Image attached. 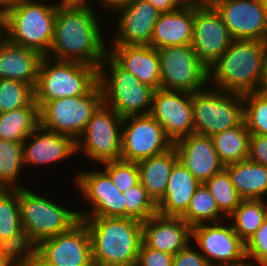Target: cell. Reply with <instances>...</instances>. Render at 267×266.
Instances as JSON below:
<instances>
[{
  "mask_svg": "<svg viewBox=\"0 0 267 266\" xmlns=\"http://www.w3.org/2000/svg\"><path fill=\"white\" fill-rule=\"evenodd\" d=\"M91 238L94 266H136L142 222L133 218L79 217Z\"/></svg>",
  "mask_w": 267,
  "mask_h": 266,
  "instance_id": "obj_3",
  "label": "cell"
},
{
  "mask_svg": "<svg viewBox=\"0 0 267 266\" xmlns=\"http://www.w3.org/2000/svg\"><path fill=\"white\" fill-rule=\"evenodd\" d=\"M211 138L224 166L248 159L250 132L244 121L235 128L214 134Z\"/></svg>",
  "mask_w": 267,
  "mask_h": 266,
  "instance_id": "obj_31",
  "label": "cell"
},
{
  "mask_svg": "<svg viewBox=\"0 0 267 266\" xmlns=\"http://www.w3.org/2000/svg\"><path fill=\"white\" fill-rule=\"evenodd\" d=\"M173 255L141 244L136 266H172Z\"/></svg>",
  "mask_w": 267,
  "mask_h": 266,
  "instance_id": "obj_41",
  "label": "cell"
},
{
  "mask_svg": "<svg viewBox=\"0 0 267 266\" xmlns=\"http://www.w3.org/2000/svg\"><path fill=\"white\" fill-rule=\"evenodd\" d=\"M75 179L83 199L92 207L88 212L78 211L79 217L125 218L124 195L103 169L80 171Z\"/></svg>",
  "mask_w": 267,
  "mask_h": 266,
  "instance_id": "obj_16",
  "label": "cell"
},
{
  "mask_svg": "<svg viewBox=\"0 0 267 266\" xmlns=\"http://www.w3.org/2000/svg\"><path fill=\"white\" fill-rule=\"evenodd\" d=\"M122 123L123 118L102 103L77 139L76 152L81 150L92 162L101 164L120 160Z\"/></svg>",
  "mask_w": 267,
  "mask_h": 266,
  "instance_id": "obj_10",
  "label": "cell"
},
{
  "mask_svg": "<svg viewBox=\"0 0 267 266\" xmlns=\"http://www.w3.org/2000/svg\"><path fill=\"white\" fill-rule=\"evenodd\" d=\"M89 2L90 0H59L56 5L57 6H89L91 5Z\"/></svg>",
  "mask_w": 267,
  "mask_h": 266,
  "instance_id": "obj_48",
  "label": "cell"
},
{
  "mask_svg": "<svg viewBox=\"0 0 267 266\" xmlns=\"http://www.w3.org/2000/svg\"><path fill=\"white\" fill-rule=\"evenodd\" d=\"M177 162L174 146L162 154L137 162L140 182L155 203L164 196L171 171Z\"/></svg>",
  "mask_w": 267,
  "mask_h": 266,
  "instance_id": "obj_28",
  "label": "cell"
},
{
  "mask_svg": "<svg viewBox=\"0 0 267 266\" xmlns=\"http://www.w3.org/2000/svg\"><path fill=\"white\" fill-rule=\"evenodd\" d=\"M111 45H150L154 26L161 14L149 2L133 0L119 9Z\"/></svg>",
  "mask_w": 267,
  "mask_h": 266,
  "instance_id": "obj_19",
  "label": "cell"
},
{
  "mask_svg": "<svg viewBox=\"0 0 267 266\" xmlns=\"http://www.w3.org/2000/svg\"><path fill=\"white\" fill-rule=\"evenodd\" d=\"M5 40H6V26L4 20L0 18V46Z\"/></svg>",
  "mask_w": 267,
  "mask_h": 266,
  "instance_id": "obj_51",
  "label": "cell"
},
{
  "mask_svg": "<svg viewBox=\"0 0 267 266\" xmlns=\"http://www.w3.org/2000/svg\"><path fill=\"white\" fill-rule=\"evenodd\" d=\"M194 5L183 4L177 10L161 13L154 26L151 46L161 49L167 46L191 45Z\"/></svg>",
  "mask_w": 267,
  "mask_h": 266,
  "instance_id": "obj_26",
  "label": "cell"
},
{
  "mask_svg": "<svg viewBox=\"0 0 267 266\" xmlns=\"http://www.w3.org/2000/svg\"><path fill=\"white\" fill-rule=\"evenodd\" d=\"M243 121L250 134L267 136V89L243 95Z\"/></svg>",
  "mask_w": 267,
  "mask_h": 266,
  "instance_id": "obj_36",
  "label": "cell"
},
{
  "mask_svg": "<svg viewBox=\"0 0 267 266\" xmlns=\"http://www.w3.org/2000/svg\"><path fill=\"white\" fill-rule=\"evenodd\" d=\"M265 87L267 89V59H266V79H265Z\"/></svg>",
  "mask_w": 267,
  "mask_h": 266,
  "instance_id": "obj_53",
  "label": "cell"
},
{
  "mask_svg": "<svg viewBox=\"0 0 267 266\" xmlns=\"http://www.w3.org/2000/svg\"><path fill=\"white\" fill-rule=\"evenodd\" d=\"M43 57L40 52L15 45L6 38L0 46V79L23 81L35 89Z\"/></svg>",
  "mask_w": 267,
  "mask_h": 266,
  "instance_id": "obj_25",
  "label": "cell"
},
{
  "mask_svg": "<svg viewBox=\"0 0 267 266\" xmlns=\"http://www.w3.org/2000/svg\"><path fill=\"white\" fill-rule=\"evenodd\" d=\"M0 246L10 248L20 258L29 256L33 251L21 223L19 188L0 193Z\"/></svg>",
  "mask_w": 267,
  "mask_h": 266,
  "instance_id": "obj_24",
  "label": "cell"
},
{
  "mask_svg": "<svg viewBox=\"0 0 267 266\" xmlns=\"http://www.w3.org/2000/svg\"><path fill=\"white\" fill-rule=\"evenodd\" d=\"M123 195L125 218H133L142 222L157 214V205L141 182L126 190Z\"/></svg>",
  "mask_w": 267,
  "mask_h": 266,
  "instance_id": "obj_38",
  "label": "cell"
},
{
  "mask_svg": "<svg viewBox=\"0 0 267 266\" xmlns=\"http://www.w3.org/2000/svg\"><path fill=\"white\" fill-rule=\"evenodd\" d=\"M98 83L103 103L122 118L150 114L155 89L140 82L108 53L98 68Z\"/></svg>",
  "mask_w": 267,
  "mask_h": 266,
  "instance_id": "obj_4",
  "label": "cell"
},
{
  "mask_svg": "<svg viewBox=\"0 0 267 266\" xmlns=\"http://www.w3.org/2000/svg\"><path fill=\"white\" fill-rule=\"evenodd\" d=\"M76 152V141L40 125L23 142L24 164L42 166L70 158Z\"/></svg>",
  "mask_w": 267,
  "mask_h": 266,
  "instance_id": "obj_22",
  "label": "cell"
},
{
  "mask_svg": "<svg viewBox=\"0 0 267 266\" xmlns=\"http://www.w3.org/2000/svg\"><path fill=\"white\" fill-rule=\"evenodd\" d=\"M178 161L204 183L225 168L210 136L192 133L174 142Z\"/></svg>",
  "mask_w": 267,
  "mask_h": 266,
  "instance_id": "obj_20",
  "label": "cell"
},
{
  "mask_svg": "<svg viewBox=\"0 0 267 266\" xmlns=\"http://www.w3.org/2000/svg\"><path fill=\"white\" fill-rule=\"evenodd\" d=\"M18 266H44L32 254L20 258Z\"/></svg>",
  "mask_w": 267,
  "mask_h": 266,
  "instance_id": "obj_49",
  "label": "cell"
},
{
  "mask_svg": "<svg viewBox=\"0 0 267 266\" xmlns=\"http://www.w3.org/2000/svg\"><path fill=\"white\" fill-rule=\"evenodd\" d=\"M248 159L267 167V136L250 134Z\"/></svg>",
  "mask_w": 267,
  "mask_h": 266,
  "instance_id": "obj_43",
  "label": "cell"
},
{
  "mask_svg": "<svg viewBox=\"0 0 267 266\" xmlns=\"http://www.w3.org/2000/svg\"><path fill=\"white\" fill-rule=\"evenodd\" d=\"M203 184L215 199L216 205L220 212L225 215L226 219H228L243 200L237 193L230 175L225 168L213 175Z\"/></svg>",
  "mask_w": 267,
  "mask_h": 266,
  "instance_id": "obj_35",
  "label": "cell"
},
{
  "mask_svg": "<svg viewBox=\"0 0 267 266\" xmlns=\"http://www.w3.org/2000/svg\"><path fill=\"white\" fill-rule=\"evenodd\" d=\"M221 15L212 5H194L192 49L208 69L233 41Z\"/></svg>",
  "mask_w": 267,
  "mask_h": 266,
  "instance_id": "obj_15",
  "label": "cell"
},
{
  "mask_svg": "<svg viewBox=\"0 0 267 266\" xmlns=\"http://www.w3.org/2000/svg\"><path fill=\"white\" fill-rule=\"evenodd\" d=\"M237 193L243 200H266L267 167L249 159L225 166Z\"/></svg>",
  "mask_w": 267,
  "mask_h": 266,
  "instance_id": "obj_29",
  "label": "cell"
},
{
  "mask_svg": "<svg viewBox=\"0 0 267 266\" xmlns=\"http://www.w3.org/2000/svg\"><path fill=\"white\" fill-rule=\"evenodd\" d=\"M7 188L0 182V191H4L6 190Z\"/></svg>",
  "mask_w": 267,
  "mask_h": 266,
  "instance_id": "obj_54",
  "label": "cell"
},
{
  "mask_svg": "<svg viewBox=\"0 0 267 266\" xmlns=\"http://www.w3.org/2000/svg\"><path fill=\"white\" fill-rule=\"evenodd\" d=\"M239 266H255V264L250 263V262H246V263H244V264H242V265H239ZM256 266H257V265H256Z\"/></svg>",
  "mask_w": 267,
  "mask_h": 266,
  "instance_id": "obj_52",
  "label": "cell"
},
{
  "mask_svg": "<svg viewBox=\"0 0 267 266\" xmlns=\"http://www.w3.org/2000/svg\"><path fill=\"white\" fill-rule=\"evenodd\" d=\"M39 125V106L34 99L28 106L0 113V139L23 143Z\"/></svg>",
  "mask_w": 267,
  "mask_h": 266,
  "instance_id": "obj_30",
  "label": "cell"
},
{
  "mask_svg": "<svg viewBox=\"0 0 267 266\" xmlns=\"http://www.w3.org/2000/svg\"><path fill=\"white\" fill-rule=\"evenodd\" d=\"M20 0H0V18H3Z\"/></svg>",
  "mask_w": 267,
  "mask_h": 266,
  "instance_id": "obj_47",
  "label": "cell"
},
{
  "mask_svg": "<svg viewBox=\"0 0 267 266\" xmlns=\"http://www.w3.org/2000/svg\"><path fill=\"white\" fill-rule=\"evenodd\" d=\"M194 133L213 136L243 122V95L205 89L192 93Z\"/></svg>",
  "mask_w": 267,
  "mask_h": 266,
  "instance_id": "obj_8",
  "label": "cell"
},
{
  "mask_svg": "<svg viewBox=\"0 0 267 266\" xmlns=\"http://www.w3.org/2000/svg\"><path fill=\"white\" fill-rule=\"evenodd\" d=\"M113 46V47H112ZM108 54L140 82L161 89L158 50L150 45H110Z\"/></svg>",
  "mask_w": 267,
  "mask_h": 266,
  "instance_id": "obj_23",
  "label": "cell"
},
{
  "mask_svg": "<svg viewBox=\"0 0 267 266\" xmlns=\"http://www.w3.org/2000/svg\"><path fill=\"white\" fill-rule=\"evenodd\" d=\"M200 182L179 161L174 165L164 196L156 203L157 213L181 217L190 204Z\"/></svg>",
  "mask_w": 267,
  "mask_h": 266,
  "instance_id": "obj_27",
  "label": "cell"
},
{
  "mask_svg": "<svg viewBox=\"0 0 267 266\" xmlns=\"http://www.w3.org/2000/svg\"><path fill=\"white\" fill-rule=\"evenodd\" d=\"M20 257L10 248L0 246V266H18Z\"/></svg>",
  "mask_w": 267,
  "mask_h": 266,
  "instance_id": "obj_45",
  "label": "cell"
},
{
  "mask_svg": "<svg viewBox=\"0 0 267 266\" xmlns=\"http://www.w3.org/2000/svg\"><path fill=\"white\" fill-rule=\"evenodd\" d=\"M182 4H190V5H211L213 0H180Z\"/></svg>",
  "mask_w": 267,
  "mask_h": 266,
  "instance_id": "obj_50",
  "label": "cell"
},
{
  "mask_svg": "<svg viewBox=\"0 0 267 266\" xmlns=\"http://www.w3.org/2000/svg\"><path fill=\"white\" fill-rule=\"evenodd\" d=\"M98 83V68L44 56L34 89L39 108L49 101L87 94Z\"/></svg>",
  "mask_w": 267,
  "mask_h": 266,
  "instance_id": "obj_6",
  "label": "cell"
},
{
  "mask_svg": "<svg viewBox=\"0 0 267 266\" xmlns=\"http://www.w3.org/2000/svg\"><path fill=\"white\" fill-rule=\"evenodd\" d=\"M191 227L204 224L224 221L226 217L220 212L215 199L201 183L196 189L186 212L181 216Z\"/></svg>",
  "mask_w": 267,
  "mask_h": 266,
  "instance_id": "obj_34",
  "label": "cell"
},
{
  "mask_svg": "<svg viewBox=\"0 0 267 266\" xmlns=\"http://www.w3.org/2000/svg\"><path fill=\"white\" fill-rule=\"evenodd\" d=\"M228 218L234 232L246 242L267 218V201L242 200Z\"/></svg>",
  "mask_w": 267,
  "mask_h": 266,
  "instance_id": "obj_32",
  "label": "cell"
},
{
  "mask_svg": "<svg viewBox=\"0 0 267 266\" xmlns=\"http://www.w3.org/2000/svg\"><path fill=\"white\" fill-rule=\"evenodd\" d=\"M142 241L152 249L177 254L192 241V227L181 217L155 214L142 221Z\"/></svg>",
  "mask_w": 267,
  "mask_h": 266,
  "instance_id": "obj_21",
  "label": "cell"
},
{
  "mask_svg": "<svg viewBox=\"0 0 267 266\" xmlns=\"http://www.w3.org/2000/svg\"><path fill=\"white\" fill-rule=\"evenodd\" d=\"M149 2L154 8L161 13H168L177 10L182 6L180 0H143Z\"/></svg>",
  "mask_w": 267,
  "mask_h": 266,
  "instance_id": "obj_44",
  "label": "cell"
},
{
  "mask_svg": "<svg viewBox=\"0 0 267 266\" xmlns=\"http://www.w3.org/2000/svg\"><path fill=\"white\" fill-rule=\"evenodd\" d=\"M133 0H97L104 7V11L117 12L120 8L129 5ZM108 9V10H105Z\"/></svg>",
  "mask_w": 267,
  "mask_h": 266,
  "instance_id": "obj_46",
  "label": "cell"
},
{
  "mask_svg": "<svg viewBox=\"0 0 267 266\" xmlns=\"http://www.w3.org/2000/svg\"><path fill=\"white\" fill-rule=\"evenodd\" d=\"M150 115L162 126L173 143L194 133L192 93L155 90Z\"/></svg>",
  "mask_w": 267,
  "mask_h": 266,
  "instance_id": "obj_18",
  "label": "cell"
},
{
  "mask_svg": "<svg viewBox=\"0 0 267 266\" xmlns=\"http://www.w3.org/2000/svg\"><path fill=\"white\" fill-rule=\"evenodd\" d=\"M233 39L267 42V11L264 0H213Z\"/></svg>",
  "mask_w": 267,
  "mask_h": 266,
  "instance_id": "obj_17",
  "label": "cell"
},
{
  "mask_svg": "<svg viewBox=\"0 0 267 266\" xmlns=\"http://www.w3.org/2000/svg\"><path fill=\"white\" fill-rule=\"evenodd\" d=\"M92 8L90 5L57 6L54 37L47 57L100 67L108 49Z\"/></svg>",
  "mask_w": 267,
  "mask_h": 266,
  "instance_id": "obj_1",
  "label": "cell"
},
{
  "mask_svg": "<svg viewBox=\"0 0 267 266\" xmlns=\"http://www.w3.org/2000/svg\"><path fill=\"white\" fill-rule=\"evenodd\" d=\"M190 244L173 256L172 266H210L206 258Z\"/></svg>",
  "mask_w": 267,
  "mask_h": 266,
  "instance_id": "obj_42",
  "label": "cell"
},
{
  "mask_svg": "<svg viewBox=\"0 0 267 266\" xmlns=\"http://www.w3.org/2000/svg\"><path fill=\"white\" fill-rule=\"evenodd\" d=\"M245 254L247 262L267 266V218L245 242Z\"/></svg>",
  "mask_w": 267,
  "mask_h": 266,
  "instance_id": "obj_40",
  "label": "cell"
},
{
  "mask_svg": "<svg viewBox=\"0 0 267 266\" xmlns=\"http://www.w3.org/2000/svg\"><path fill=\"white\" fill-rule=\"evenodd\" d=\"M35 99L34 88L23 81L0 79V113L28 106Z\"/></svg>",
  "mask_w": 267,
  "mask_h": 266,
  "instance_id": "obj_37",
  "label": "cell"
},
{
  "mask_svg": "<svg viewBox=\"0 0 267 266\" xmlns=\"http://www.w3.org/2000/svg\"><path fill=\"white\" fill-rule=\"evenodd\" d=\"M264 3H265L266 11H267V0H264Z\"/></svg>",
  "mask_w": 267,
  "mask_h": 266,
  "instance_id": "obj_55",
  "label": "cell"
},
{
  "mask_svg": "<svg viewBox=\"0 0 267 266\" xmlns=\"http://www.w3.org/2000/svg\"><path fill=\"white\" fill-rule=\"evenodd\" d=\"M102 103V92L97 83L85 95L55 99L43 104L39 108L40 126L77 141Z\"/></svg>",
  "mask_w": 267,
  "mask_h": 266,
  "instance_id": "obj_9",
  "label": "cell"
},
{
  "mask_svg": "<svg viewBox=\"0 0 267 266\" xmlns=\"http://www.w3.org/2000/svg\"><path fill=\"white\" fill-rule=\"evenodd\" d=\"M174 143L150 114L123 118L121 128V160L139 162L162 154Z\"/></svg>",
  "mask_w": 267,
  "mask_h": 266,
  "instance_id": "obj_13",
  "label": "cell"
},
{
  "mask_svg": "<svg viewBox=\"0 0 267 266\" xmlns=\"http://www.w3.org/2000/svg\"><path fill=\"white\" fill-rule=\"evenodd\" d=\"M32 255L44 266H94L90 234L81 219L68 231L41 240Z\"/></svg>",
  "mask_w": 267,
  "mask_h": 266,
  "instance_id": "obj_12",
  "label": "cell"
},
{
  "mask_svg": "<svg viewBox=\"0 0 267 266\" xmlns=\"http://www.w3.org/2000/svg\"><path fill=\"white\" fill-rule=\"evenodd\" d=\"M104 171L109 175L115 186L124 193L140 182L137 162L114 160L102 163Z\"/></svg>",
  "mask_w": 267,
  "mask_h": 266,
  "instance_id": "obj_39",
  "label": "cell"
},
{
  "mask_svg": "<svg viewBox=\"0 0 267 266\" xmlns=\"http://www.w3.org/2000/svg\"><path fill=\"white\" fill-rule=\"evenodd\" d=\"M42 195L26 187L19 188L21 223L32 248L41 240L68 231L80 220L75 209L70 210Z\"/></svg>",
  "mask_w": 267,
  "mask_h": 266,
  "instance_id": "obj_7",
  "label": "cell"
},
{
  "mask_svg": "<svg viewBox=\"0 0 267 266\" xmlns=\"http://www.w3.org/2000/svg\"><path fill=\"white\" fill-rule=\"evenodd\" d=\"M157 50L161 89L193 93L209 86L208 69L200 62L192 45L167 46Z\"/></svg>",
  "mask_w": 267,
  "mask_h": 266,
  "instance_id": "obj_11",
  "label": "cell"
},
{
  "mask_svg": "<svg viewBox=\"0 0 267 266\" xmlns=\"http://www.w3.org/2000/svg\"><path fill=\"white\" fill-rule=\"evenodd\" d=\"M204 223L192 227V242L210 266H239L247 262L245 242L230 223Z\"/></svg>",
  "mask_w": 267,
  "mask_h": 266,
  "instance_id": "obj_14",
  "label": "cell"
},
{
  "mask_svg": "<svg viewBox=\"0 0 267 266\" xmlns=\"http://www.w3.org/2000/svg\"><path fill=\"white\" fill-rule=\"evenodd\" d=\"M24 165L23 143L0 139V182L7 189L24 188L19 182Z\"/></svg>",
  "mask_w": 267,
  "mask_h": 266,
  "instance_id": "obj_33",
  "label": "cell"
},
{
  "mask_svg": "<svg viewBox=\"0 0 267 266\" xmlns=\"http://www.w3.org/2000/svg\"><path fill=\"white\" fill-rule=\"evenodd\" d=\"M38 1L20 0L2 19L11 43L47 56L54 37L57 5Z\"/></svg>",
  "mask_w": 267,
  "mask_h": 266,
  "instance_id": "obj_5",
  "label": "cell"
},
{
  "mask_svg": "<svg viewBox=\"0 0 267 266\" xmlns=\"http://www.w3.org/2000/svg\"><path fill=\"white\" fill-rule=\"evenodd\" d=\"M266 59V41L234 39L208 68V82L214 89L241 95L266 89Z\"/></svg>",
  "mask_w": 267,
  "mask_h": 266,
  "instance_id": "obj_2",
  "label": "cell"
}]
</instances>
